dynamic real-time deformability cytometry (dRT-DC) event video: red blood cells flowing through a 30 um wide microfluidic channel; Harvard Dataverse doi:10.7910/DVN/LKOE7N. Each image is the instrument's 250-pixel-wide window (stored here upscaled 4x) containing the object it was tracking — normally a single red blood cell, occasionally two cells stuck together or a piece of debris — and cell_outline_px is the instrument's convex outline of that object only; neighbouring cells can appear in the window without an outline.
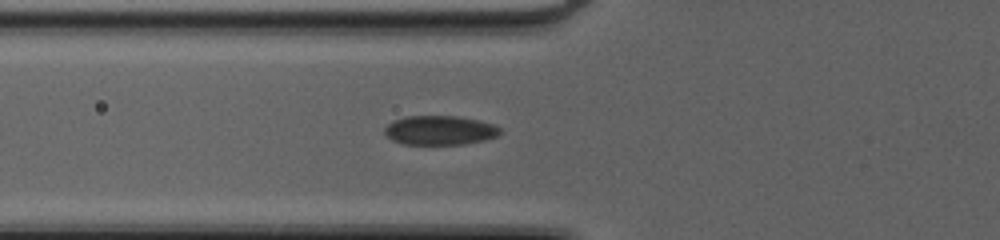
{"species": "common noctule bat (a hibernating species)", "species_latin": "Nyctalus noctula", "temperature_condition": "cold", "stored_images_in_passage": 38, "camera_frame_rate_fps": 3000, "um_per_image_px": 0.085, "animal": {"sex": "female", "body_mass_g": 20.0, "forearm_length_mm": 54.0}, "frame": {"image": 1, "passage_image": 5, "time_ms": 1.333, "image_size_px": [1000, 240], "cell_outline_px": [[500, 136], [484, 140], [464, 144], [404, 144], [392, 140], [384, 132], [384, 128], [392, 120], [404, 116], [456, 116], [480, 120], [496, 124], [500, 128]], "centroid_in_image_um": [37.41, 11.06], "position_along_channel_um": 88.4, "area_um2": 19.88}}
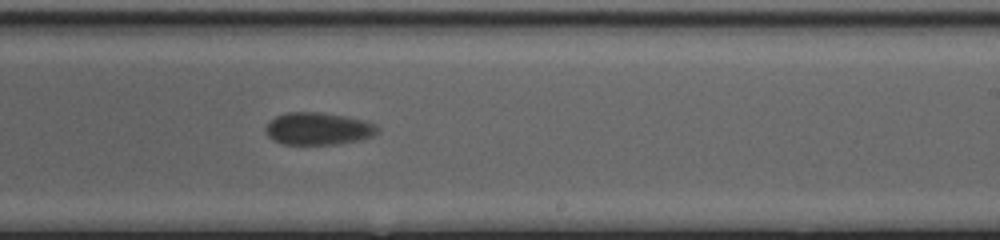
{"frame": {"image": 2, "passage_image": 18, "time_ms": 5.667, "image_size_px": [1000, 240], "cell_outline_px": [[380, 128], [372, 136], [360, 140], [340, 144], [284, 144], [272, 140], [268, 136], [264, 128], [276, 116], [288, 112], [320, 112], [344, 116], [376, 124]], "centroid_in_image_um": [27.03, 10.94], "position_along_channel_um": 262.0, "area_um2": 20.98}}
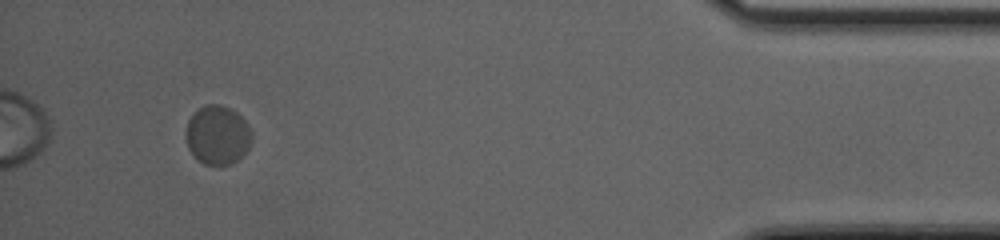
{"frame": {"image": 3, "passage_image": 34, "time_ms": 11.0, "image_size_px": [1000, 240], "cell_outline_px": [[252, 140], [248, 148], [236, 160], [228, 164], [204, 164], [196, 160], [188, 148], [184, 136], [184, 132], [188, 120], [200, 108], [208, 104], [220, 104], [236, 112], [248, 124], [252, 132]], "centroid_in_image_um": [18.46, 11.48], "position_along_channel_um": 416.7, "area_um2": 22.6}}